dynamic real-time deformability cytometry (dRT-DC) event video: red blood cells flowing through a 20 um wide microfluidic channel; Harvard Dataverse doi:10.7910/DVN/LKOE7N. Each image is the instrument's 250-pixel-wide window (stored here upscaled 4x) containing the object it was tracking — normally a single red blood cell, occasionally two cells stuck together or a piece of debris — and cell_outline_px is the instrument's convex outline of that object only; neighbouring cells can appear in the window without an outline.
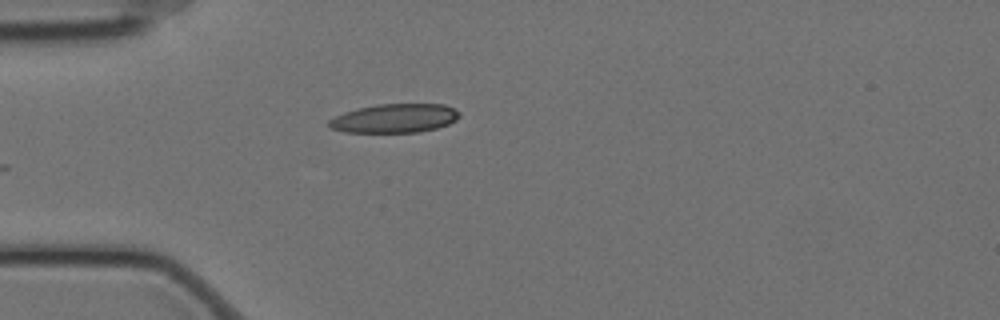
{"species": "Egyptian fruit bat (a non-hibernating species)", "species_latin": "Rousettus aegyptiacus", "temperature_condition": "cold", "stored_images_in_passage": 13, "camera_frame_rate_fps": 3000, "um_per_image_px": 0.085, "animal": {"sex": "female"}, "frame": {"image": 1, "passage_image": 1, "time_ms": 0.0, "image_size_px": [1000, 320], "cell_outline_px": [[460, 116], [456, 120], [448, 124], [436, 128], [420, 132], [344, 132], [332, 128], [328, 124], [328, 120], [344, 112], [356, 108], [376, 104], [444, 104], [456, 108], [460, 112]], "centroid_in_image_um": [33.57, 10.04], "position_along_channel_um": 51.4, "area_um2": 22.08}}
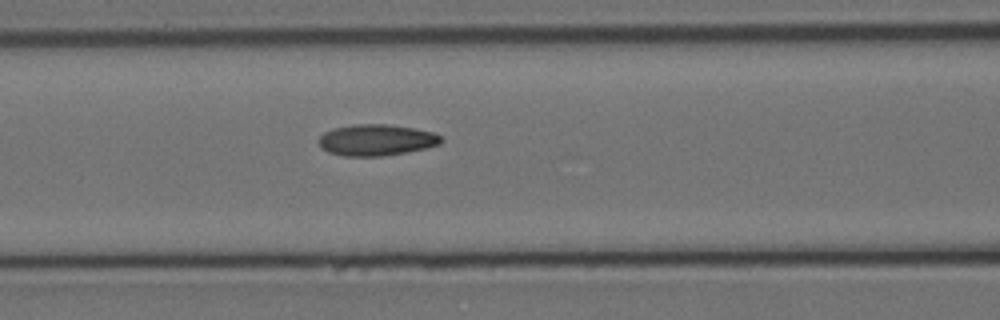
{"frame": {"image": 2, "passage_image": 9, "time_ms": 2.667, "image_size_px": [1000, 320], "cell_outline_px": [[444, 140], [440, 144], [424, 148], [384, 156], [344, 156], [328, 152], [320, 148], [316, 140], [324, 132], [332, 128], [352, 124], [388, 124], [412, 128], [432, 132], [440, 136]], "centroid_in_image_um": [31.92, 11.9], "position_along_channel_um": 134.7, "area_um2": 22.43}}
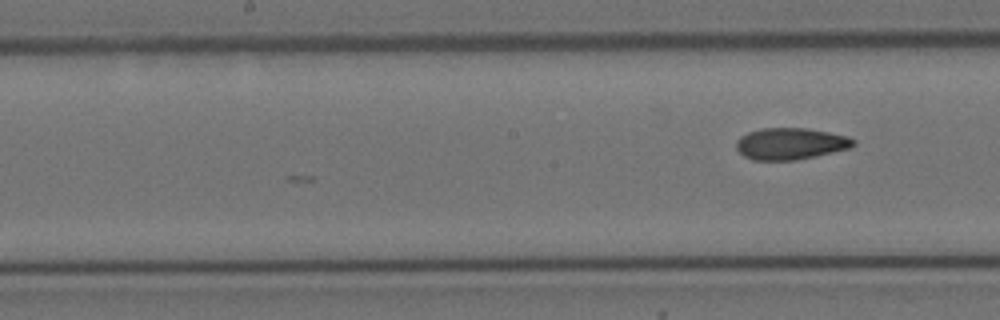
{"frame": {"image": 3, "passage_image": 13, "time_ms": 4.0, "image_size_px": [1000, 320], "cell_outline_px": [[856, 144], [848, 148], [796, 160], [752, 160], [744, 156], [736, 148], [736, 140], [740, 136], [748, 132], [760, 128], [804, 128], [828, 132], [848, 136], [856, 140]], "centroid_in_image_um": [67.16, 12.21], "position_along_channel_um": 181.0, "area_um2": 21.5}}